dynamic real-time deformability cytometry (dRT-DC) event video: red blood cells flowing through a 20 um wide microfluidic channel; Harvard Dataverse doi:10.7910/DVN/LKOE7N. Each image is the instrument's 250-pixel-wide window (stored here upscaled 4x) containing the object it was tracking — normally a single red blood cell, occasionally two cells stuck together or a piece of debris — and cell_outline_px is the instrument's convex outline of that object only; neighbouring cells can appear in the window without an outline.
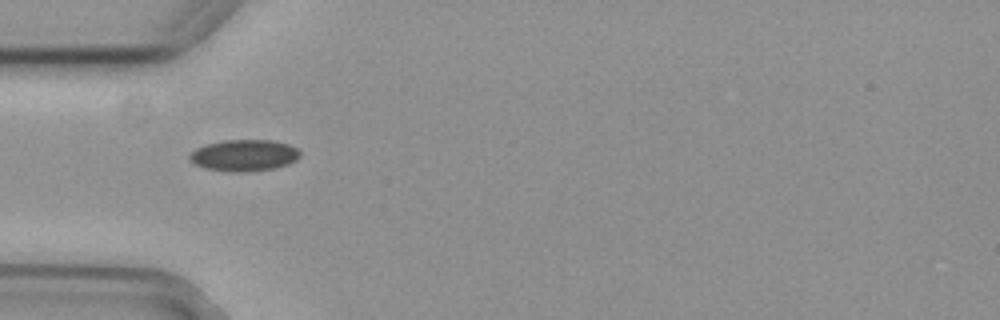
{"species": "common noctule bat (a hibernating species)", "species_latin": "Nyctalus noctula", "temperature_condition": "cold", "stored_images_in_passage": 39, "camera_frame_rate_fps": 3000, "um_per_image_px": 0.085, "animal": {"sex": "female", "body_mass_g": 29.2, "forearm_length_mm": 56.3}, "frame": {"image": 1, "passage_image": 1, "time_ms": 0.0, "image_size_px": [1000, 320], "cell_outline_px": [[300, 156], [296, 160], [288, 164], [276, 168], [248, 172], [228, 172], [204, 168], [188, 160], [188, 156], [196, 148], [208, 144], [224, 140], [272, 140], [288, 144], [296, 148], [300, 152]], "centroid_in_image_um": [20.75, 13.22], "position_along_channel_um": 64.3, "area_um2": 20.4}}
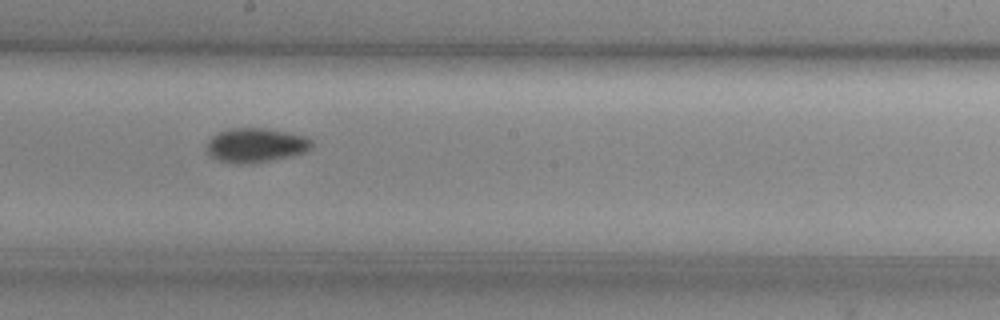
{"frame": {"image": 2, "passage_image": 14, "time_ms": 4.333, "image_size_px": [1000, 320], "cell_outline_px": [[312, 148], [304, 152], [292, 156], [252, 164], [236, 164], [220, 160], [212, 156], [208, 152], [208, 140], [212, 136], [228, 128], [268, 128], [304, 136], [312, 140]], "centroid_in_image_um": [21.76, 12.34], "position_along_channel_um": 226.4, "area_um2": 20.98}}
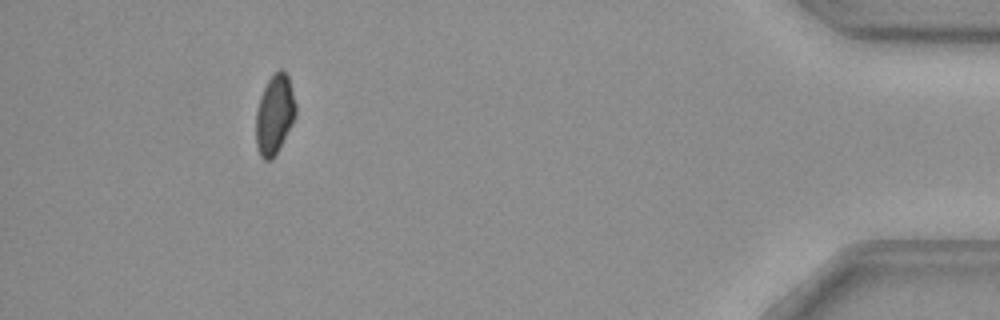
{"frame": {"image": 3, "passage_image": 34, "time_ms": 11.0, "image_size_px": [1000, 320], "cell_outline_px": [[296, 116], [292, 124], [272, 160], [264, 160], [260, 156], [256, 144], [256, 112], [260, 96], [272, 72], [280, 68], [288, 76], [296, 104]], "centroid_in_image_um": [23.33, 9.71], "position_along_channel_um": 411.9, "area_um2": 18.44}, "authors_computed_cell_mechanics": {"area_um2": 19.8832, "velocity_mm_per_s": 3.774, "shape_relaxation_time_tau1_ms": 9.8309, "shape_relaxation_time_tau2_ms": null, "deformation_change_tau1": 0.0938, "deformation_change_tau2": null}}